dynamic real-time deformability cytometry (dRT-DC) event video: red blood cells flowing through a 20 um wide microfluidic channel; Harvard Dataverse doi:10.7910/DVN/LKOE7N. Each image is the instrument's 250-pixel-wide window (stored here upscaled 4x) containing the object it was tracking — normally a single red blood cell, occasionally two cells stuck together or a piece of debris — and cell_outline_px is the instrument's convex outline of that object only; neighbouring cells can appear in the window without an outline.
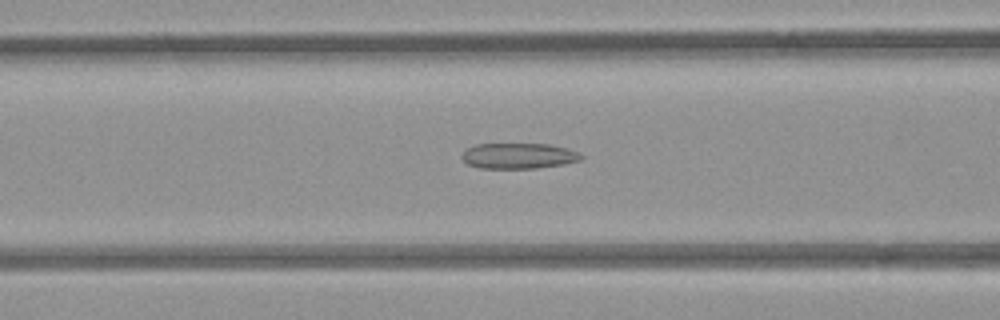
{"species": "common noctule bat (a hibernating species)", "species_latin": "Nyctalus noctula", "temperature_condition": "room temperature", "stored_images_in_passage": 51, "camera_frame_rate_fps": 3000, "um_per_image_px": 0.085, "animal": {"sex": "female", "body_mass_g": 21.9}, "frame": {"image": 1, "passage_image": 20, "time_ms": 6.333, "image_size_px": [1000, 320], "cell_outline_px": [[584, 156], [580, 160], [564, 164], [536, 168], [480, 168], [468, 164], [460, 156], [468, 148], [476, 144], [548, 144], [568, 148]], "centroid_in_image_um": [44.08, 13.25], "position_along_channel_um": 122.5, "area_um2": 17.69}}
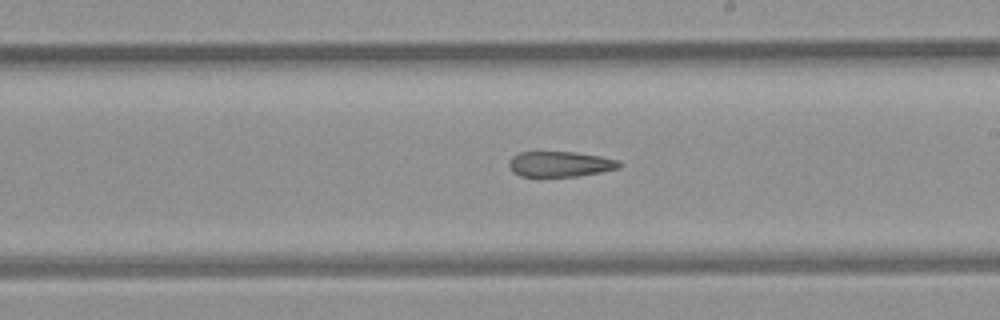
{"frame": {"image": 2, "passage_image": 29, "time_ms": 9.333, "image_size_px": [1000, 320], "cell_outline_px": [[620, 168], [580, 176], [520, 176], [512, 172], [508, 164], [508, 160], [512, 156], [520, 152], [576, 152], [600, 156], [620, 160]], "centroid_in_image_um": [47.6, 13.94], "position_along_channel_um": 241.4, "area_um2": 16.42}}
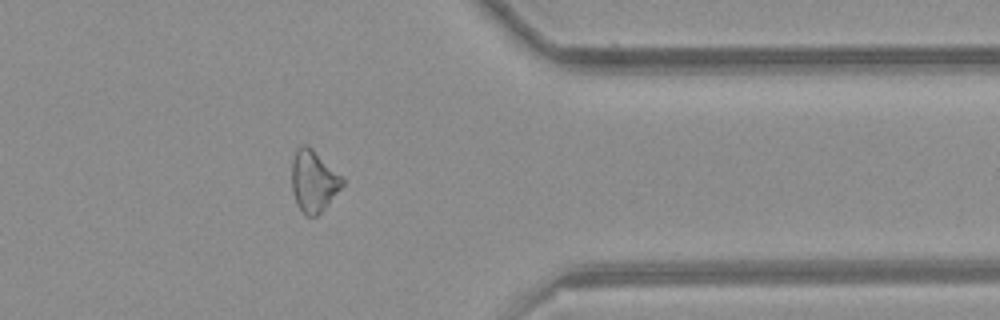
{"frame": {"image": 3, "passage_image": 41, "time_ms": 13.333, "image_size_px": [1000, 320], "cell_outline_px": [[344, 184], [328, 204], [316, 216], [304, 216], [296, 204], [292, 188], [292, 160], [296, 148], [300, 144], [308, 144], [344, 180]], "centroid_in_image_um": [26.61, 15.39], "position_along_channel_um": 384.8, "area_um2": 18.03}}